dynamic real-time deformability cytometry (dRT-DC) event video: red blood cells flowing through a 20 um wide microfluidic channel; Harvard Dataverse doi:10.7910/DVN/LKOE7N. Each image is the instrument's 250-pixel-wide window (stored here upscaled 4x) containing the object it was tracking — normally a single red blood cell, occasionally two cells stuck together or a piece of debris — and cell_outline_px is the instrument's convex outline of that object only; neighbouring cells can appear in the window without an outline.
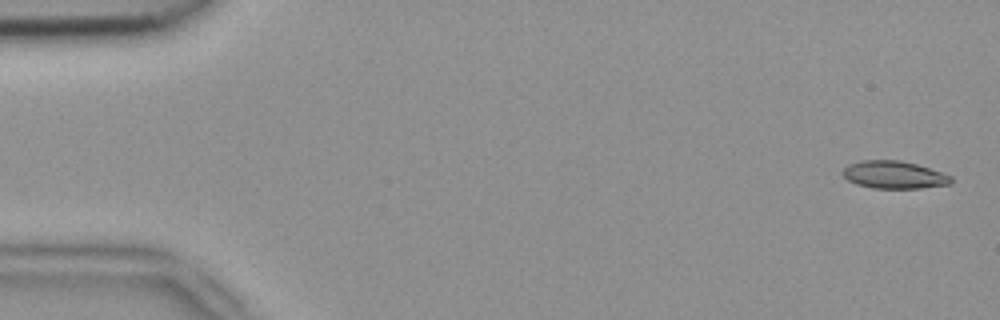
{"species": "common noctule bat (a hibernating species)", "species_latin": "Nyctalus noctula", "temperature_condition": "room temperature", "stored_images_in_passage": 4, "camera_frame_rate_fps": 3000, "um_per_image_px": 0.085, "animal": {"sex": "female", "body_mass_g": 18.4}, "frame": {"image": 1, "passage_image": 1, "time_ms": 0.0, "image_size_px": [1000, 320], "cell_outline_px": [[952, 180], [948, 184], [920, 188], [872, 188], [856, 184], [848, 180], [840, 172], [848, 164], [860, 160], [900, 160], [916, 164], [944, 172], [952, 176]], "centroid_in_image_um": [75.97, 14.85], "position_along_channel_um": 9.0, "area_um2": 17.51}}
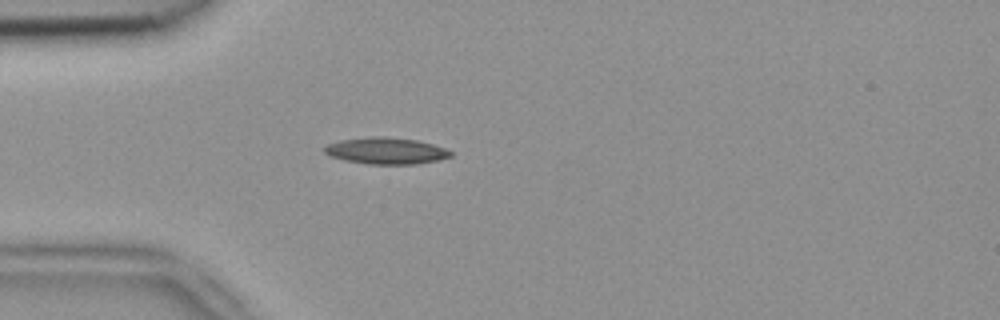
{"frame": {"image": 2, "passage_image": 4, "time_ms": 1.0, "image_size_px": [1000, 320], "cell_outline_px": [[452, 156], [436, 160], [416, 164], [368, 164], [344, 160], [332, 156], [324, 152], [324, 148], [328, 144], [340, 140], [372, 136], [384, 136], [416, 140], [432, 144], [444, 148], [452, 152]], "centroid_in_image_um": [32.8, 12.81], "position_along_channel_um": 52.2, "area_um2": 19.36}}